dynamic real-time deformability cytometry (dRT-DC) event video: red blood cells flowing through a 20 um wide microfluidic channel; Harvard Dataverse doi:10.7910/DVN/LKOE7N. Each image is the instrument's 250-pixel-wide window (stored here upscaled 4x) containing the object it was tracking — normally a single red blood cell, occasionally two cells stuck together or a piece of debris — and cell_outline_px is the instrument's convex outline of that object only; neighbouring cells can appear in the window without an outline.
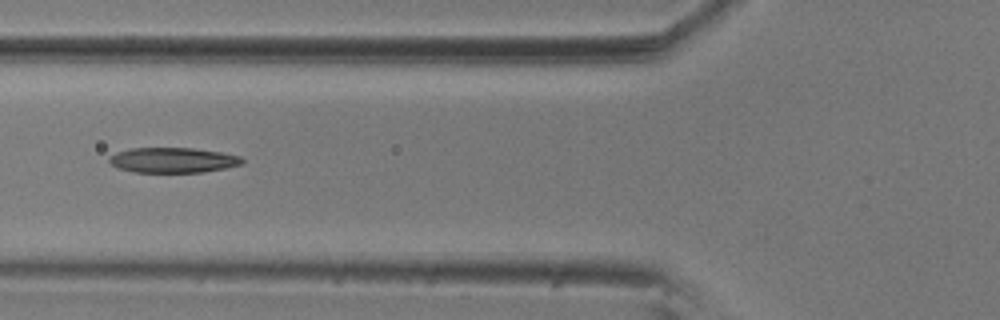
{"species": "common noctule bat (a hibernating species)", "species_latin": "Nyctalus noctula", "temperature_condition": "room temperature", "stored_images_in_passage": 4, "camera_frame_rate_fps": 3000, "um_per_image_px": 0.085, "animal": {"sex": "male", "body_mass_g": 20.5, "forearm_length_mm": 52.5}, "frame": {"image": 1, "passage_image": 2, "time_ms": 0.333, "image_size_px": [1000, 320], "cell_outline_px": [[244, 164], [204, 172], [132, 172], [116, 168], [108, 160], [116, 152], [132, 148], [192, 148], [220, 152], [240, 156], [244, 160]], "centroid_in_image_um": [14.7, 13.61], "position_along_channel_um": 111.1, "area_um2": 19.48}}
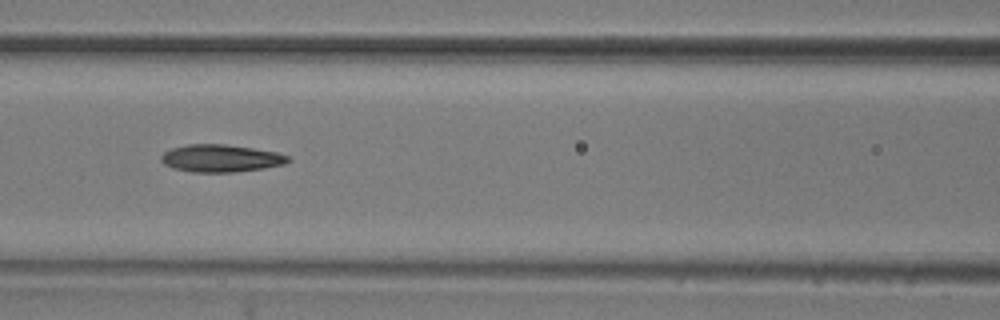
{"frame": {"image": 2, "passage_image": 3, "time_ms": 0.667, "image_size_px": [1000, 320], "cell_outline_px": [[292, 160], [284, 164], [264, 168], [236, 172], [192, 172], [172, 168], [164, 164], [160, 160], [160, 156], [164, 152], [172, 148], [188, 144], [224, 144], [252, 148], [276, 152], [288, 156]], "centroid_in_image_um": [18.75, 13.46], "position_along_channel_um": 147.9, "area_um2": 20.35}}
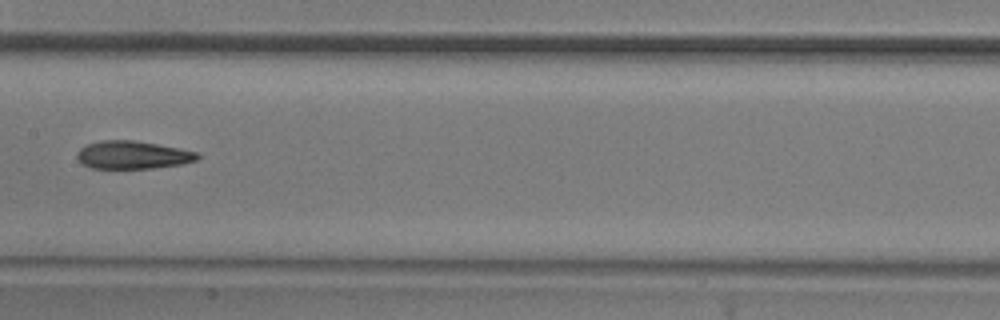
{"frame": {"image": 3, "passage_image": 4, "time_ms": 1.0, "image_size_px": [1000, 320], "cell_outline_px": [[200, 156], [196, 160], [180, 164], [152, 168], [92, 168], [84, 164], [76, 156], [76, 152], [80, 148], [88, 144], [100, 140], [132, 140], [156, 144], [196, 152]], "centroid_in_image_um": [11.24, 13.16], "position_along_channel_um": 196.2, "area_um2": 19.25}}